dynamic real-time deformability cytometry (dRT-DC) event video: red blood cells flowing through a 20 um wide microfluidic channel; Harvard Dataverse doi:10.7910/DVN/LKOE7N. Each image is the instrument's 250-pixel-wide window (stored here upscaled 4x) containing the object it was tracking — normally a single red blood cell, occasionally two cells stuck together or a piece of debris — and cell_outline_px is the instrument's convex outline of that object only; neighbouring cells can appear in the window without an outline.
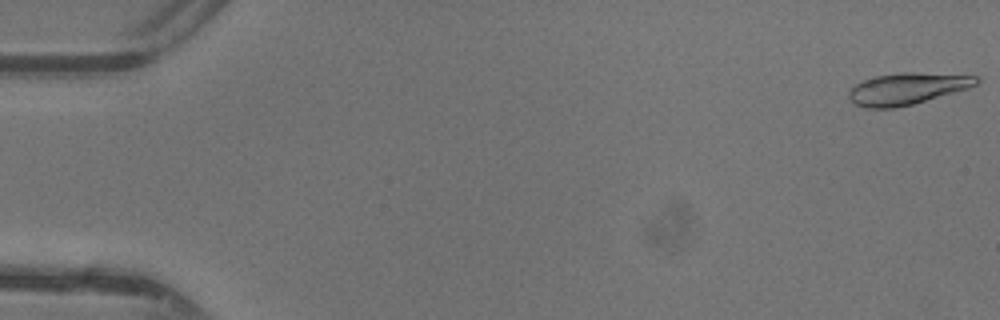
{"species": "common noctule bat (a hibernating species)", "species_latin": "Nyctalus noctula", "temperature_condition": "warm", "stored_images_in_passage": 9, "camera_frame_rate_fps": 3000, "um_per_image_px": 0.085, "animal": {"sex": "female"}, "frame": {"image": 1, "passage_image": 1, "time_ms": 0.0, "image_size_px": [1000, 320], "cell_outline_px": [[980, 80], [976, 84], [968, 88], [912, 104], [896, 108], [864, 108], [852, 104], [848, 96], [848, 92], [856, 84], [864, 80], [876, 76], [900, 72], [916, 72], [980, 76]], "centroid_in_image_um": [77.07, 7.54], "position_along_channel_um": 7.9, "area_um2": 23.52}}